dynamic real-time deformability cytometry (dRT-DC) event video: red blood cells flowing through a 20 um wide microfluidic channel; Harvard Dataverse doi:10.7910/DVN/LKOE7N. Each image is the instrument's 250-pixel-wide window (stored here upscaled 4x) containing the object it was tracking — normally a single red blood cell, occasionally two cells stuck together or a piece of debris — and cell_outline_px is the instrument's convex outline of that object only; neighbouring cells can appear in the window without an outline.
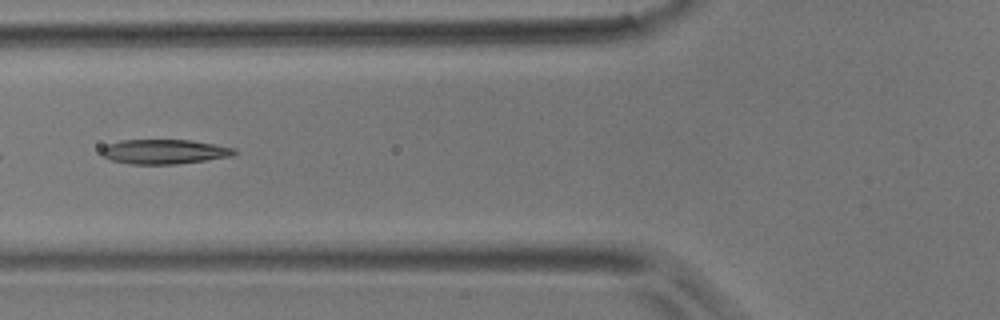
{"species": "common noctule bat (a hibernating species)", "species_latin": "Nyctalus noctula", "temperature_condition": "room temperature", "stored_images_in_passage": 7, "camera_frame_rate_fps": 3000, "um_per_image_px": 0.085, "animal": {"sex": "male", "body_mass_g": 17.9}, "frame": {"image": 1, "passage_image": 6, "time_ms": 1.667, "image_size_px": [1000, 320], "cell_outline_px": [[236, 152], [232, 156], [176, 164], [128, 164], [112, 160], [104, 156], [100, 152], [100, 148], [108, 144], [120, 140], [192, 140], [236, 148]], "centroid_in_image_um": [13.94, 12.88], "position_along_channel_um": 111.9, "area_um2": 19.02}}
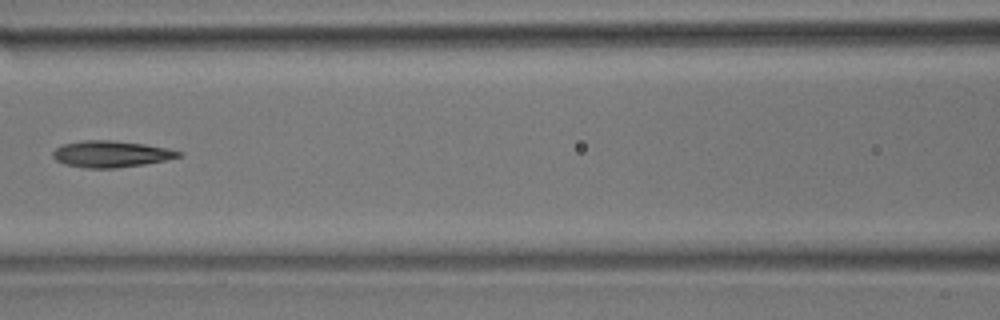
{"frame": {"image": 2, "passage_image": 7, "time_ms": 2.0, "image_size_px": [1000, 320], "cell_outline_px": [[180, 156], [164, 160], [144, 164], [116, 168], [84, 168], [64, 164], [56, 160], [52, 156], [52, 152], [56, 148], [64, 144], [84, 140], [112, 140], [144, 144], [168, 148], [180, 152]], "centroid_in_image_um": [9.39, 13.09], "position_along_channel_um": 157.2, "area_um2": 19.25}}